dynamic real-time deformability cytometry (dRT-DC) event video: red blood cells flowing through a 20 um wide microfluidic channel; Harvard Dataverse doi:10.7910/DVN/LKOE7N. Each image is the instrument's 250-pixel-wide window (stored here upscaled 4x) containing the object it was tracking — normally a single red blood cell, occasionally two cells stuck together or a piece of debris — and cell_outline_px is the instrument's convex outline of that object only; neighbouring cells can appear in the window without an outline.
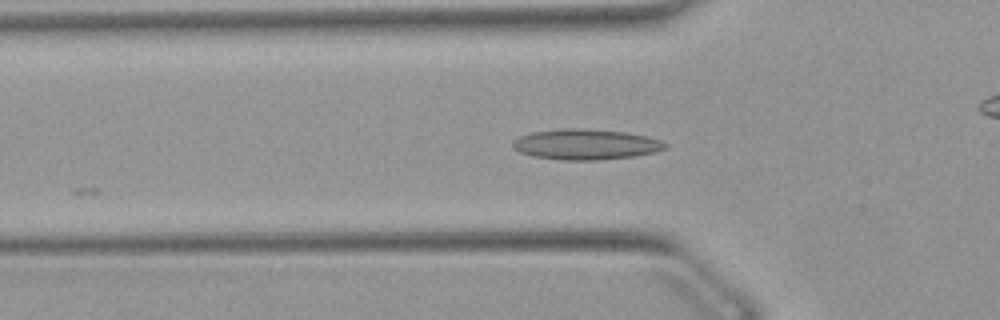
{"species": "Egyptian fruit bat (a non-hibernating species)", "species_latin": "Rousettus aegyptiacus", "temperature_condition": "warm", "stored_images_in_passage": 7, "camera_frame_rate_fps": 3000, "um_per_image_px": 0.085, "animal": {"sex": "female"}, "frame": {"image": 1, "passage_image": 4, "time_ms": 1.0, "image_size_px": [1000, 320], "cell_outline_px": [[668, 148], [656, 152], [632, 156], [596, 160], [564, 160], [532, 156], [520, 152], [512, 148], [512, 140], [520, 136], [532, 132], [560, 128], [584, 128], [624, 132], [644, 136], [660, 140], [668, 144]], "centroid_in_image_um": [49.76, 12.27], "position_along_channel_um": 76.0, "area_um2": 27.17}}